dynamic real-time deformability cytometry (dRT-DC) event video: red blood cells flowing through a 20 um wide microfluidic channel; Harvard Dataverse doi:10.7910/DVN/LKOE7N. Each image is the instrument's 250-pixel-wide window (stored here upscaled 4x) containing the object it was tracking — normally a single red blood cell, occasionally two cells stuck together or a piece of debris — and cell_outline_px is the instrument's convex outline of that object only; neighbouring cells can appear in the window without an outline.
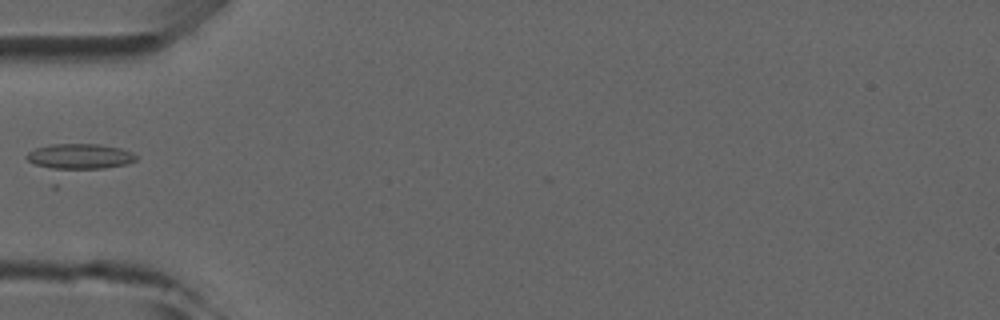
{"species": "common noctule bat (a hibernating species)", "species_latin": "Nyctalus noctula", "temperature_condition": "room temperature", "stored_images_in_passage": 6, "camera_frame_rate_fps": 3000, "um_per_image_px": 0.085, "animal": {"sex": "male", "forearm_length_mm": 52.5}, "frame": {"image": 1, "passage_image": 4, "time_ms": 4.667, "image_size_px": [1000, 320], "cell_outline_px": [[136, 160], [128, 164], [104, 168], [64, 172], [60, 172], [36, 164], [28, 160], [24, 156], [28, 152], [36, 148], [52, 144], [100, 144], [120, 148], [132, 152], [136, 156]], "centroid_in_image_um": [6.76, 13.34], "position_along_channel_um": 78.2, "area_um2": 16.82}}
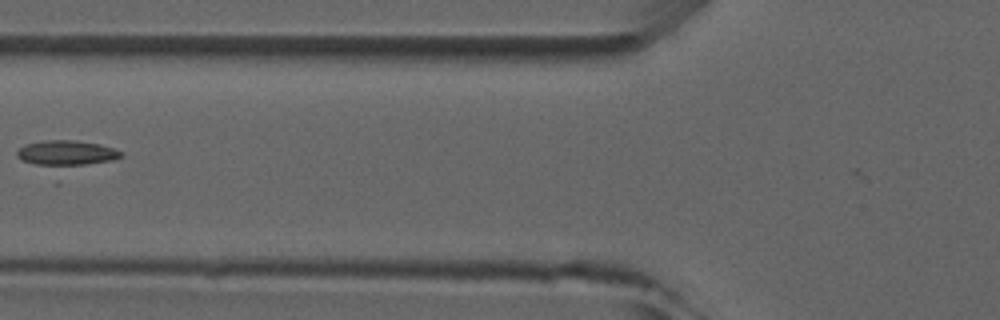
{"frame": {"image": 2, "passage_image": 5, "time_ms": 5.667, "image_size_px": [1000, 320], "cell_outline_px": [[124, 156], [116, 160], [60, 184], [56, 184], [20, 160], [16, 156], [16, 152], [24, 144], [44, 140], [76, 140], [100, 144], [124, 152]], "centroid_in_image_um": [5.62, 13.43], "position_along_channel_um": 120.2, "area_um2": 21.62}}
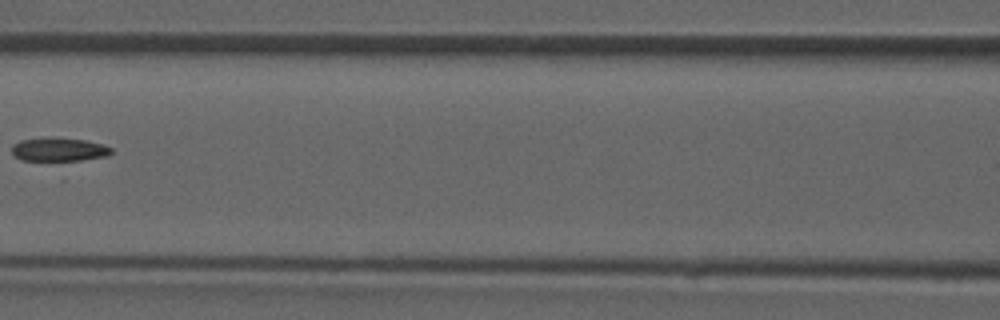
{"frame": {"image": 3, "passage_image": 6, "time_ms": 6.667, "image_size_px": [1000, 320], "cell_outline_px": [[112, 152], [108, 156], [64, 164], [60, 164], [20, 160], [12, 152], [12, 144], [20, 140], [56, 136], [84, 140], [104, 144], [112, 148]], "centroid_in_image_um": [5.02, 12.76], "position_along_channel_um": 161.6, "area_um2": 14.91}}